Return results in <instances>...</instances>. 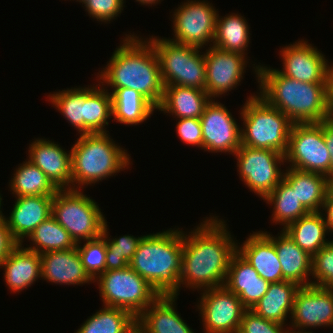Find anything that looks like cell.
Segmentation results:
<instances>
[{
  "label": "cell",
  "mask_w": 333,
  "mask_h": 333,
  "mask_svg": "<svg viewBox=\"0 0 333 333\" xmlns=\"http://www.w3.org/2000/svg\"><path fill=\"white\" fill-rule=\"evenodd\" d=\"M202 221L188 235L183 232L180 288L203 291L223 286L237 251L226 221L212 215Z\"/></svg>",
  "instance_id": "1"
},
{
  "label": "cell",
  "mask_w": 333,
  "mask_h": 333,
  "mask_svg": "<svg viewBox=\"0 0 333 333\" xmlns=\"http://www.w3.org/2000/svg\"><path fill=\"white\" fill-rule=\"evenodd\" d=\"M141 38L134 32L127 34L96 78L101 86L107 85L105 89H112L110 94L119 88H130L158 108L164 96L159 60L153 44Z\"/></svg>",
  "instance_id": "2"
},
{
  "label": "cell",
  "mask_w": 333,
  "mask_h": 333,
  "mask_svg": "<svg viewBox=\"0 0 333 333\" xmlns=\"http://www.w3.org/2000/svg\"><path fill=\"white\" fill-rule=\"evenodd\" d=\"M254 65L259 93L293 123H319L333 116L330 83L297 81L270 66Z\"/></svg>",
  "instance_id": "3"
},
{
  "label": "cell",
  "mask_w": 333,
  "mask_h": 333,
  "mask_svg": "<svg viewBox=\"0 0 333 333\" xmlns=\"http://www.w3.org/2000/svg\"><path fill=\"white\" fill-rule=\"evenodd\" d=\"M170 228L143 235L129 266L163 296H178L183 231Z\"/></svg>",
  "instance_id": "4"
},
{
  "label": "cell",
  "mask_w": 333,
  "mask_h": 333,
  "mask_svg": "<svg viewBox=\"0 0 333 333\" xmlns=\"http://www.w3.org/2000/svg\"><path fill=\"white\" fill-rule=\"evenodd\" d=\"M109 133L82 134L71 147L72 189L80 190L130 168L128 152Z\"/></svg>",
  "instance_id": "5"
},
{
  "label": "cell",
  "mask_w": 333,
  "mask_h": 333,
  "mask_svg": "<svg viewBox=\"0 0 333 333\" xmlns=\"http://www.w3.org/2000/svg\"><path fill=\"white\" fill-rule=\"evenodd\" d=\"M247 98L239 112L243 121L241 145L285 155L293 122L258 94Z\"/></svg>",
  "instance_id": "6"
},
{
  "label": "cell",
  "mask_w": 333,
  "mask_h": 333,
  "mask_svg": "<svg viewBox=\"0 0 333 333\" xmlns=\"http://www.w3.org/2000/svg\"><path fill=\"white\" fill-rule=\"evenodd\" d=\"M157 54L164 86L205 89L206 65L201 48L184 45L171 38H147Z\"/></svg>",
  "instance_id": "7"
},
{
  "label": "cell",
  "mask_w": 333,
  "mask_h": 333,
  "mask_svg": "<svg viewBox=\"0 0 333 333\" xmlns=\"http://www.w3.org/2000/svg\"><path fill=\"white\" fill-rule=\"evenodd\" d=\"M81 191L58 190L52 202V217L66 229L76 244L100 237L107 221L97 202Z\"/></svg>",
  "instance_id": "8"
},
{
  "label": "cell",
  "mask_w": 333,
  "mask_h": 333,
  "mask_svg": "<svg viewBox=\"0 0 333 333\" xmlns=\"http://www.w3.org/2000/svg\"><path fill=\"white\" fill-rule=\"evenodd\" d=\"M97 282L103 306L122 308L137 318L160 295L130 266L103 272Z\"/></svg>",
  "instance_id": "9"
},
{
  "label": "cell",
  "mask_w": 333,
  "mask_h": 333,
  "mask_svg": "<svg viewBox=\"0 0 333 333\" xmlns=\"http://www.w3.org/2000/svg\"><path fill=\"white\" fill-rule=\"evenodd\" d=\"M285 162L297 170L330 174L331 155L323 137V121L293 123Z\"/></svg>",
  "instance_id": "10"
},
{
  "label": "cell",
  "mask_w": 333,
  "mask_h": 333,
  "mask_svg": "<svg viewBox=\"0 0 333 333\" xmlns=\"http://www.w3.org/2000/svg\"><path fill=\"white\" fill-rule=\"evenodd\" d=\"M237 158V172L250 191L264 199L283 179L285 155L274 150L241 145L233 155Z\"/></svg>",
  "instance_id": "11"
},
{
  "label": "cell",
  "mask_w": 333,
  "mask_h": 333,
  "mask_svg": "<svg viewBox=\"0 0 333 333\" xmlns=\"http://www.w3.org/2000/svg\"><path fill=\"white\" fill-rule=\"evenodd\" d=\"M181 4L172 14L174 38L171 40L201 49L212 46L218 16L212 3L207 0H187Z\"/></svg>",
  "instance_id": "12"
},
{
  "label": "cell",
  "mask_w": 333,
  "mask_h": 333,
  "mask_svg": "<svg viewBox=\"0 0 333 333\" xmlns=\"http://www.w3.org/2000/svg\"><path fill=\"white\" fill-rule=\"evenodd\" d=\"M203 291L197 307L204 333H238L246 310L238 296L225 285Z\"/></svg>",
  "instance_id": "13"
},
{
  "label": "cell",
  "mask_w": 333,
  "mask_h": 333,
  "mask_svg": "<svg viewBox=\"0 0 333 333\" xmlns=\"http://www.w3.org/2000/svg\"><path fill=\"white\" fill-rule=\"evenodd\" d=\"M200 122L204 151L234 155L241 146V127L224 104L211 99Z\"/></svg>",
  "instance_id": "14"
},
{
  "label": "cell",
  "mask_w": 333,
  "mask_h": 333,
  "mask_svg": "<svg viewBox=\"0 0 333 333\" xmlns=\"http://www.w3.org/2000/svg\"><path fill=\"white\" fill-rule=\"evenodd\" d=\"M289 330L308 332V328H333V290L308 285L295 295ZM306 329V330H305Z\"/></svg>",
  "instance_id": "15"
},
{
  "label": "cell",
  "mask_w": 333,
  "mask_h": 333,
  "mask_svg": "<svg viewBox=\"0 0 333 333\" xmlns=\"http://www.w3.org/2000/svg\"><path fill=\"white\" fill-rule=\"evenodd\" d=\"M317 47L306 40H299L282 47L279 52L283 68L281 74L297 81L308 83H330V65Z\"/></svg>",
  "instance_id": "16"
},
{
  "label": "cell",
  "mask_w": 333,
  "mask_h": 333,
  "mask_svg": "<svg viewBox=\"0 0 333 333\" xmlns=\"http://www.w3.org/2000/svg\"><path fill=\"white\" fill-rule=\"evenodd\" d=\"M206 65L205 91L211 99L222 98L228 91L239 86L248 62L246 56L223 51L214 46L204 53Z\"/></svg>",
  "instance_id": "17"
},
{
  "label": "cell",
  "mask_w": 333,
  "mask_h": 333,
  "mask_svg": "<svg viewBox=\"0 0 333 333\" xmlns=\"http://www.w3.org/2000/svg\"><path fill=\"white\" fill-rule=\"evenodd\" d=\"M29 161L39 167L58 189H72L71 151L54 141L35 138L28 149Z\"/></svg>",
  "instance_id": "18"
},
{
  "label": "cell",
  "mask_w": 333,
  "mask_h": 333,
  "mask_svg": "<svg viewBox=\"0 0 333 333\" xmlns=\"http://www.w3.org/2000/svg\"><path fill=\"white\" fill-rule=\"evenodd\" d=\"M41 278L58 285H82L94 281L81 262L77 246L72 249L40 254Z\"/></svg>",
  "instance_id": "19"
},
{
  "label": "cell",
  "mask_w": 333,
  "mask_h": 333,
  "mask_svg": "<svg viewBox=\"0 0 333 333\" xmlns=\"http://www.w3.org/2000/svg\"><path fill=\"white\" fill-rule=\"evenodd\" d=\"M9 217H4L7 221L13 237L23 244L24 238L35 230L43 221L52 214L53 196H23L15 197Z\"/></svg>",
  "instance_id": "20"
},
{
  "label": "cell",
  "mask_w": 333,
  "mask_h": 333,
  "mask_svg": "<svg viewBox=\"0 0 333 333\" xmlns=\"http://www.w3.org/2000/svg\"><path fill=\"white\" fill-rule=\"evenodd\" d=\"M269 284L237 251L233 254L224 285L238 296L246 309L256 305Z\"/></svg>",
  "instance_id": "21"
},
{
  "label": "cell",
  "mask_w": 333,
  "mask_h": 333,
  "mask_svg": "<svg viewBox=\"0 0 333 333\" xmlns=\"http://www.w3.org/2000/svg\"><path fill=\"white\" fill-rule=\"evenodd\" d=\"M239 244V245H238ZM237 252L269 283L284 281L274 243L262 232L250 233Z\"/></svg>",
  "instance_id": "22"
},
{
  "label": "cell",
  "mask_w": 333,
  "mask_h": 333,
  "mask_svg": "<svg viewBox=\"0 0 333 333\" xmlns=\"http://www.w3.org/2000/svg\"><path fill=\"white\" fill-rule=\"evenodd\" d=\"M177 298L160 295L136 318L138 329L142 333H196L178 314Z\"/></svg>",
  "instance_id": "23"
},
{
  "label": "cell",
  "mask_w": 333,
  "mask_h": 333,
  "mask_svg": "<svg viewBox=\"0 0 333 333\" xmlns=\"http://www.w3.org/2000/svg\"><path fill=\"white\" fill-rule=\"evenodd\" d=\"M275 245V249L281 263L283 278L301 286L311 285L312 256L302 250L289 236L282 230L279 236H272L267 231H262Z\"/></svg>",
  "instance_id": "24"
},
{
  "label": "cell",
  "mask_w": 333,
  "mask_h": 333,
  "mask_svg": "<svg viewBox=\"0 0 333 333\" xmlns=\"http://www.w3.org/2000/svg\"><path fill=\"white\" fill-rule=\"evenodd\" d=\"M22 245L19 244L0 265L11 293H20L41 278L40 254Z\"/></svg>",
  "instance_id": "25"
},
{
  "label": "cell",
  "mask_w": 333,
  "mask_h": 333,
  "mask_svg": "<svg viewBox=\"0 0 333 333\" xmlns=\"http://www.w3.org/2000/svg\"><path fill=\"white\" fill-rule=\"evenodd\" d=\"M211 100L205 89L186 86H164V96L157 108L176 119L200 118L206 104Z\"/></svg>",
  "instance_id": "26"
},
{
  "label": "cell",
  "mask_w": 333,
  "mask_h": 333,
  "mask_svg": "<svg viewBox=\"0 0 333 333\" xmlns=\"http://www.w3.org/2000/svg\"><path fill=\"white\" fill-rule=\"evenodd\" d=\"M283 179L295 191L298 200L309 212L321 211L329 190L326 175L301 171L288 166L283 174Z\"/></svg>",
  "instance_id": "27"
},
{
  "label": "cell",
  "mask_w": 333,
  "mask_h": 333,
  "mask_svg": "<svg viewBox=\"0 0 333 333\" xmlns=\"http://www.w3.org/2000/svg\"><path fill=\"white\" fill-rule=\"evenodd\" d=\"M300 286L292 281L270 283L265 295L251 309L260 317L285 325L293 311L294 298ZM288 315V316H287Z\"/></svg>",
  "instance_id": "28"
},
{
  "label": "cell",
  "mask_w": 333,
  "mask_h": 333,
  "mask_svg": "<svg viewBox=\"0 0 333 333\" xmlns=\"http://www.w3.org/2000/svg\"><path fill=\"white\" fill-rule=\"evenodd\" d=\"M113 120L127 125H139L149 119L157 108L141 93L130 88L116 89L112 94Z\"/></svg>",
  "instance_id": "29"
},
{
  "label": "cell",
  "mask_w": 333,
  "mask_h": 333,
  "mask_svg": "<svg viewBox=\"0 0 333 333\" xmlns=\"http://www.w3.org/2000/svg\"><path fill=\"white\" fill-rule=\"evenodd\" d=\"M284 231L310 256L331 242L325 238L329 232L321 212H310L300 217L289 224Z\"/></svg>",
  "instance_id": "30"
},
{
  "label": "cell",
  "mask_w": 333,
  "mask_h": 333,
  "mask_svg": "<svg viewBox=\"0 0 333 333\" xmlns=\"http://www.w3.org/2000/svg\"><path fill=\"white\" fill-rule=\"evenodd\" d=\"M249 28L247 20L241 14L231 13L225 17L218 14L212 46L246 56L248 54L246 48L250 44L251 38Z\"/></svg>",
  "instance_id": "31"
},
{
  "label": "cell",
  "mask_w": 333,
  "mask_h": 333,
  "mask_svg": "<svg viewBox=\"0 0 333 333\" xmlns=\"http://www.w3.org/2000/svg\"><path fill=\"white\" fill-rule=\"evenodd\" d=\"M99 85V86H98ZM84 105V134L107 133L105 126L109 125V119L113 116L112 96L108 89L95 86L85 87Z\"/></svg>",
  "instance_id": "32"
},
{
  "label": "cell",
  "mask_w": 333,
  "mask_h": 333,
  "mask_svg": "<svg viewBox=\"0 0 333 333\" xmlns=\"http://www.w3.org/2000/svg\"><path fill=\"white\" fill-rule=\"evenodd\" d=\"M14 172L9 188L15 197L54 196L58 191L45 173L29 160L19 164Z\"/></svg>",
  "instance_id": "33"
},
{
  "label": "cell",
  "mask_w": 333,
  "mask_h": 333,
  "mask_svg": "<svg viewBox=\"0 0 333 333\" xmlns=\"http://www.w3.org/2000/svg\"><path fill=\"white\" fill-rule=\"evenodd\" d=\"M263 200L270 204L269 206L273 204L272 223L283 225L281 230L310 213L300 203L295 191L284 179Z\"/></svg>",
  "instance_id": "34"
},
{
  "label": "cell",
  "mask_w": 333,
  "mask_h": 333,
  "mask_svg": "<svg viewBox=\"0 0 333 333\" xmlns=\"http://www.w3.org/2000/svg\"><path fill=\"white\" fill-rule=\"evenodd\" d=\"M136 327V318L122 308L102 306L90 316L76 333H130Z\"/></svg>",
  "instance_id": "35"
},
{
  "label": "cell",
  "mask_w": 333,
  "mask_h": 333,
  "mask_svg": "<svg viewBox=\"0 0 333 333\" xmlns=\"http://www.w3.org/2000/svg\"><path fill=\"white\" fill-rule=\"evenodd\" d=\"M32 241V246L27 249L42 254L50 251L67 250L76 247V243L69 233L63 228L52 215L41 222L27 237Z\"/></svg>",
  "instance_id": "36"
},
{
  "label": "cell",
  "mask_w": 333,
  "mask_h": 333,
  "mask_svg": "<svg viewBox=\"0 0 333 333\" xmlns=\"http://www.w3.org/2000/svg\"><path fill=\"white\" fill-rule=\"evenodd\" d=\"M46 98H49L48 101L60 111L74 129H77L80 135L84 134L85 86L59 90V92L50 93Z\"/></svg>",
  "instance_id": "37"
},
{
  "label": "cell",
  "mask_w": 333,
  "mask_h": 333,
  "mask_svg": "<svg viewBox=\"0 0 333 333\" xmlns=\"http://www.w3.org/2000/svg\"><path fill=\"white\" fill-rule=\"evenodd\" d=\"M108 229L105 221L101 237L106 243V271L126 268L132 261L143 236L134 237L130 234L110 239Z\"/></svg>",
  "instance_id": "38"
},
{
  "label": "cell",
  "mask_w": 333,
  "mask_h": 333,
  "mask_svg": "<svg viewBox=\"0 0 333 333\" xmlns=\"http://www.w3.org/2000/svg\"><path fill=\"white\" fill-rule=\"evenodd\" d=\"M77 243V250L85 271L95 281L103 272L106 271V243L100 236L96 239Z\"/></svg>",
  "instance_id": "39"
},
{
  "label": "cell",
  "mask_w": 333,
  "mask_h": 333,
  "mask_svg": "<svg viewBox=\"0 0 333 333\" xmlns=\"http://www.w3.org/2000/svg\"><path fill=\"white\" fill-rule=\"evenodd\" d=\"M311 285L333 290V240L312 256Z\"/></svg>",
  "instance_id": "40"
},
{
  "label": "cell",
  "mask_w": 333,
  "mask_h": 333,
  "mask_svg": "<svg viewBox=\"0 0 333 333\" xmlns=\"http://www.w3.org/2000/svg\"><path fill=\"white\" fill-rule=\"evenodd\" d=\"M287 325L266 320L253 310L246 309L243 313L238 333H289Z\"/></svg>",
  "instance_id": "41"
},
{
  "label": "cell",
  "mask_w": 333,
  "mask_h": 333,
  "mask_svg": "<svg viewBox=\"0 0 333 333\" xmlns=\"http://www.w3.org/2000/svg\"><path fill=\"white\" fill-rule=\"evenodd\" d=\"M124 3V0H85L82 5L84 4L88 15L97 19L96 21L110 23L121 14Z\"/></svg>",
  "instance_id": "42"
},
{
  "label": "cell",
  "mask_w": 333,
  "mask_h": 333,
  "mask_svg": "<svg viewBox=\"0 0 333 333\" xmlns=\"http://www.w3.org/2000/svg\"><path fill=\"white\" fill-rule=\"evenodd\" d=\"M176 132L183 143L203 149L200 118L176 119Z\"/></svg>",
  "instance_id": "43"
},
{
  "label": "cell",
  "mask_w": 333,
  "mask_h": 333,
  "mask_svg": "<svg viewBox=\"0 0 333 333\" xmlns=\"http://www.w3.org/2000/svg\"><path fill=\"white\" fill-rule=\"evenodd\" d=\"M20 243L13 237L5 218L0 220V265Z\"/></svg>",
  "instance_id": "44"
},
{
  "label": "cell",
  "mask_w": 333,
  "mask_h": 333,
  "mask_svg": "<svg viewBox=\"0 0 333 333\" xmlns=\"http://www.w3.org/2000/svg\"><path fill=\"white\" fill-rule=\"evenodd\" d=\"M321 209V214L327 225L328 232H331L333 234V194L329 190L326 194ZM323 210L325 211V213L322 212Z\"/></svg>",
  "instance_id": "45"
},
{
  "label": "cell",
  "mask_w": 333,
  "mask_h": 333,
  "mask_svg": "<svg viewBox=\"0 0 333 333\" xmlns=\"http://www.w3.org/2000/svg\"><path fill=\"white\" fill-rule=\"evenodd\" d=\"M323 137L328 150H333V116L323 121Z\"/></svg>",
  "instance_id": "46"
},
{
  "label": "cell",
  "mask_w": 333,
  "mask_h": 333,
  "mask_svg": "<svg viewBox=\"0 0 333 333\" xmlns=\"http://www.w3.org/2000/svg\"><path fill=\"white\" fill-rule=\"evenodd\" d=\"M329 81H330V101H331V106L333 108V63L332 65L330 64Z\"/></svg>",
  "instance_id": "47"
},
{
  "label": "cell",
  "mask_w": 333,
  "mask_h": 333,
  "mask_svg": "<svg viewBox=\"0 0 333 333\" xmlns=\"http://www.w3.org/2000/svg\"><path fill=\"white\" fill-rule=\"evenodd\" d=\"M161 0H136V2H139L141 5H147V6H152L159 4Z\"/></svg>",
  "instance_id": "48"
},
{
  "label": "cell",
  "mask_w": 333,
  "mask_h": 333,
  "mask_svg": "<svg viewBox=\"0 0 333 333\" xmlns=\"http://www.w3.org/2000/svg\"><path fill=\"white\" fill-rule=\"evenodd\" d=\"M331 155L330 174L327 176L328 181L333 178V150H328Z\"/></svg>",
  "instance_id": "49"
},
{
  "label": "cell",
  "mask_w": 333,
  "mask_h": 333,
  "mask_svg": "<svg viewBox=\"0 0 333 333\" xmlns=\"http://www.w3.org/2000/svg\"><path fill=\"white\" fill-rule=\"evenodd\" d=\"M1 206H2V197H1V194H0V220L5 217V215L3 214L2 210H1Z\"/></svg>",
  "instance_id": "50"
},
{
  "label": "cell",
  "mask_w": 333,
  "mask_h": 333,
  "mask_svg": "<svg viewBox=\"0 0 333 333\" xmlns=\"http://www.w3.org/2000/svg\"><path fill=\"white\" fill-rule=\"evenodd\" d=\"M329 191L333 194V178L329 180Z\"/></svg>",
  "instance_id": "51"
},
{
  "label": "cell",
  "mask_w": 333,
  "mask_h": 333,
  "mask_svg": "<svg viewBox=\"0 0 333 333\" xmlns=\"http://www.w3.org/2000/svg\"><path fill=\"white\" fill-rule=\"evenodd\" d=\"M130 333H142L136 326Z\"/></svg>",
  "instance_id": "52"
},
{
  "label": "cell",
  "mask_w": 333,
  "mask_h": 333,
  "mask_svg": "<svg viewBox=\"0 0 333 333\" xmlns=\"http://www.w3.org/2000/svg\"><path fill=\"white\" fill-rule=\"evenodd\" d=\"M289 333H313L312 330L308 331V332H299V331H292L289 330Z\"/></svg>",
  "instance_id": "53"
},
{
  "label": "cell",
  "mask_w": 333,
  "mask_h": 333,
  "mask_svg": "<svg viewBox=\"0 0 333 333\" xmlns=\"http://www.w3.org/2000/svg\"><path fill=\"white\" fill-rule=\"evenodd\" d=\"M76 1L82 3V2H84L85 0H76Z\"/></svg>",
  "instance_id": "54"
}]
</instances>
